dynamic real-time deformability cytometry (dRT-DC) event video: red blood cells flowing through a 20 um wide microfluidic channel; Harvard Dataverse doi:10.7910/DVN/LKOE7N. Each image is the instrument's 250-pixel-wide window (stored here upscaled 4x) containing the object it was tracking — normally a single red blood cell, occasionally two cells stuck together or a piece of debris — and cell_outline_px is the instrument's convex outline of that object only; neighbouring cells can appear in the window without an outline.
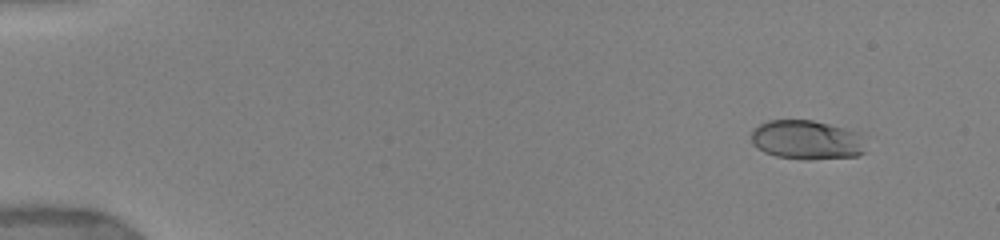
{"species": "human", "species_latin": "Homo sapiens", "temperature_condition": "warm", "stored_images_in_passage": 65, "camera_frame_rate_fps": 3000, "um_per_image_px": 0.085, "donor": {"sex": "female"}, "frame": {"image": 1, "passage_image": 3, "time_ms": 0.333, "image_size_px": [1000, 240], "cell_outline_px": [[864, 152], [856, 156], [776, 156], [764, 152], [752, 144], [752, 128], [768, 120], [812, 120], [860, 132]], "centroid_in_image_um": [68.51, 11.82], "position_along_channel_um": 16.5, "area_um2": 24.97}}
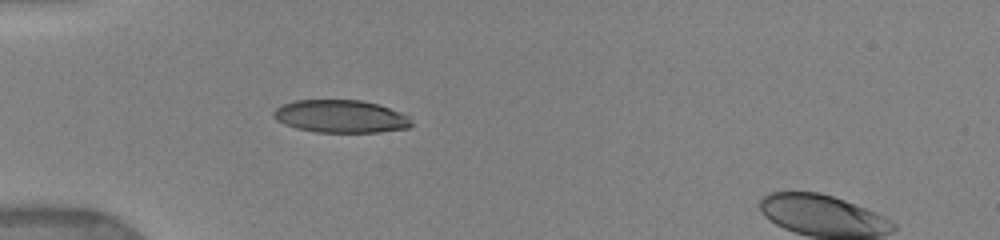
{"frame": {"image": 2, "passage_image": 35, "time_ms": 4.333, "image_size_px": [1000, 240], "cell_outline_px": [[412, 124], [408, 128], [380, 132], [316, 132], [296, 128], [284, 124], [276, 120], [272, 116], [272, 112], [280, 104], [292, 100], [360, 100], [376, 104], [400, 112], [408, 116]], "centroid_in_image_um": [28.89, 9.89], "position_along_channel_um": 56.1, "area_um2": 26.36}}